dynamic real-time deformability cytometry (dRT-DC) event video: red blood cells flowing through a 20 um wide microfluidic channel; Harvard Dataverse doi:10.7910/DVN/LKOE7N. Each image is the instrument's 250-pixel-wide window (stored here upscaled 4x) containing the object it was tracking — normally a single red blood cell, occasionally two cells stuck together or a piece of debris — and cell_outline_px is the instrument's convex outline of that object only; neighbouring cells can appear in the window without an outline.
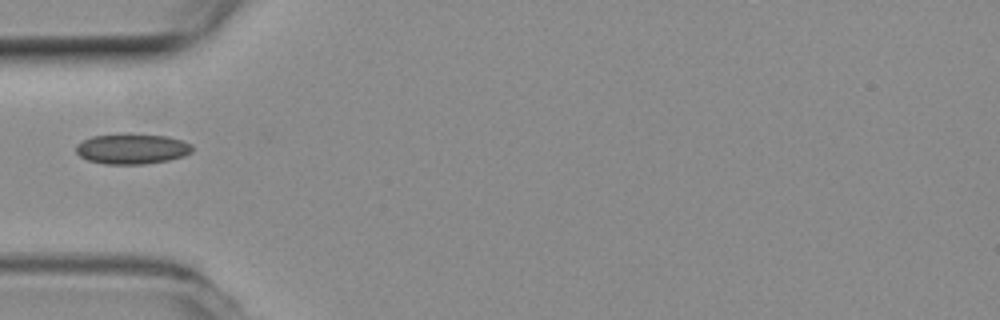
{"species": "common noctule bat (a hibernating species)", "species_latin": "Nyctalus noctula", "temperature_condition": "room temperature", "stored_images_in_passage": 1, "camera_frame_rate_fps": 3000, "um_per_image_px": 0.085, "animal": {"sex": "female", "body_mass_g": 19.3, "forearm_length_mm": 54.1}, "frame": {"image": 1, "passage_image": 1, "time_ms": 0.0, "image_size_px": [1000, 320], "cell_outline_px": [[192, 152], [184, 156], [168, 160], [144, 164], [104, 164], [88, 160], [80, 156], [76, 152], [76, 144], [92, 136], [168, 136], [192, 144]], "centroid_in_image_um": [11.23, 12.69], "position_along_channel_um": 73.8, "area_um2": 19.83}}